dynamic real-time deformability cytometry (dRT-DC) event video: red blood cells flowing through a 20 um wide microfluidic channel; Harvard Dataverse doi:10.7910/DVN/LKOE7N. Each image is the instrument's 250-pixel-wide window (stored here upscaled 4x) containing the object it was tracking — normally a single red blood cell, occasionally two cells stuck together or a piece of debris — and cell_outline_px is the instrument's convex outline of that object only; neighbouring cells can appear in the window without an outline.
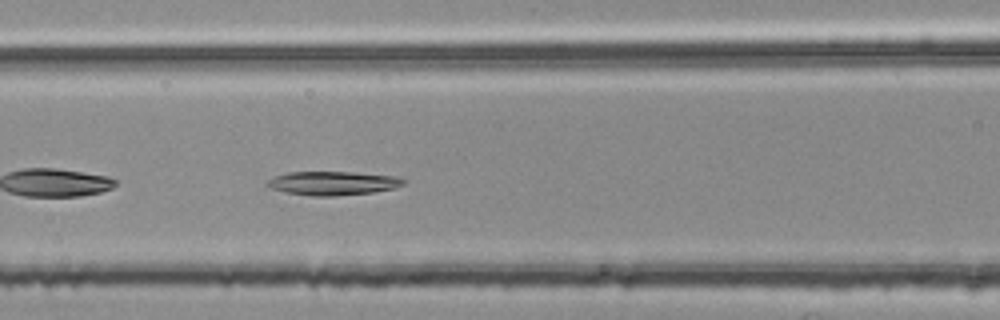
{"species": "common noctule bat (a hibernating species)", "species_latin": "Nyctalus noctula", "temperature_condition": "room temperature", "stored_images_in_passage": 36, "camera_frame_rate_fps": 3000, "um_per_image_px": 0.085, "animal": {"sex": "female", "body_mass_g": 25.1}, "frame": {"image": 1, "passage_image": 7, "time_ms": 2.0, "image_size_px": [1000, 320], "cell_outline_px": [[404, 184], [396, 188], [372, 192], [336, 196], [312, 196], [284, 192], [272, 188], [264, 184], [268, 180], [276, 176], [288, 172], [352, 172], [396, 176], [404, 180]], "centroid_in_image_um": [28.28, 15.57], "position_along_channel_um": 138.3, "area_um2": 18.84}}
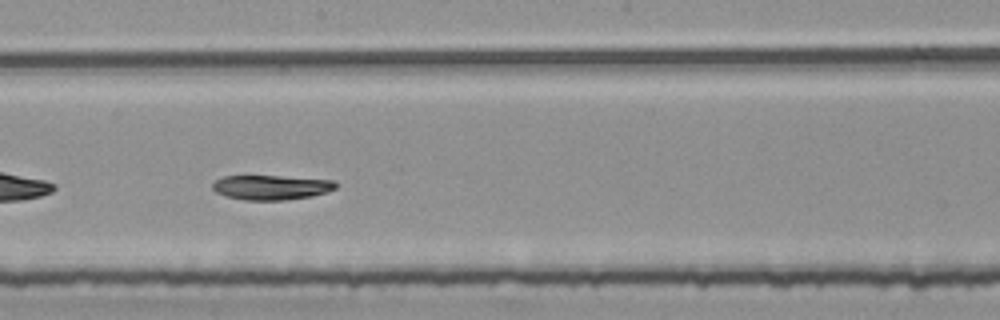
{"frame": {"image": 2, "passage_image": 14, "time_ms": 4.333, "image_size_px": [1000, 320], "cell_outline_px": [[336, 188], [328, 192], [312, 196], [284, 200], [244, 200], [224, 196], [216, 192], [212, 188], [212, 184], [216, 180], [224, 176], [280, 176], [332, 180], [336, 184]], "centroid_in_image_um": [23.03, 15.93], "position_along_channel_um": 225.2, "area_um2": 17.69}}
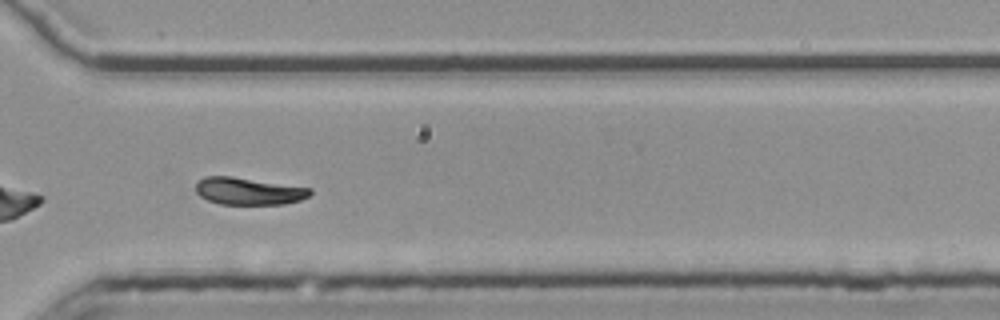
{"frame": {"image": 3, "passage_image": 24, "time_ms": 7.667, "image_size_px": [1000, 320], "cell_outline_px": [[312, 192], [308, 196], [300, 200], [284, 204], [220, 204], [208, 200], [200, 196], [196, 192], [196, 184], [204, 176], [232, 176], [312, 188]], "centroid_in_image_um": [21.13, 16.24], "position_along_channel_um": 349.5, "area_um2": 18.09}, "authors_computed_cell_mechanics": {"area_um2": 18.496, "velocity_mm_per_s": 3.7339, "shape_relaxation_time_tau1_ms": 10.5005, "shape_relaxation_time_tau2_ms": null, "deformation_change_tau1": 0.2455, "deformation_change_tau2": null}}